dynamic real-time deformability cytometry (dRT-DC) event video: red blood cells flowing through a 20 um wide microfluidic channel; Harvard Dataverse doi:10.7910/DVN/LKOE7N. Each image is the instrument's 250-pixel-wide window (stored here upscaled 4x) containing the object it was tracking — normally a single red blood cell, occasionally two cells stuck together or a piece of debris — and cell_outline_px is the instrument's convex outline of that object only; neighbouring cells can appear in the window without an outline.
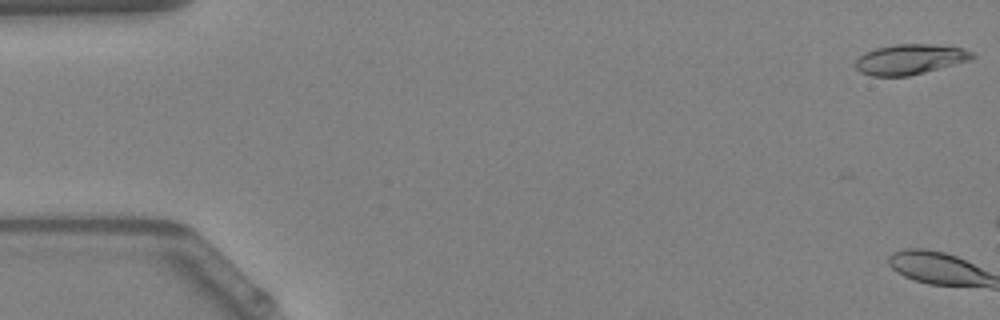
{"species": "Egyptian fruit bat (a non-hibernating species)", "species_latin": "Rousettus aegyptiacus", "temperature_condition": "warm", "stored_images_in_passage": 3, "camera_frame_rate_fps": 3000, "um_per_image_px": 0.085, "animal": {"sex": "female"}, "frame": {"image": 1, "passage_image": 1, "time_ms": 0.0, "image_size_px": [1000, 320], "cell_outline_px": [[976, 56], [972, 60], [908, 76], [872, 76], [860, 72], [856, 68], [856, 60], [864, 52], [876, 48], [896, 44], [932, 44], [964, 48], [972, 52]], "centroid_in_image_um": [77.37, 5.04], "position_along_channel_um": 7.6, "area_um2": 20.58}}